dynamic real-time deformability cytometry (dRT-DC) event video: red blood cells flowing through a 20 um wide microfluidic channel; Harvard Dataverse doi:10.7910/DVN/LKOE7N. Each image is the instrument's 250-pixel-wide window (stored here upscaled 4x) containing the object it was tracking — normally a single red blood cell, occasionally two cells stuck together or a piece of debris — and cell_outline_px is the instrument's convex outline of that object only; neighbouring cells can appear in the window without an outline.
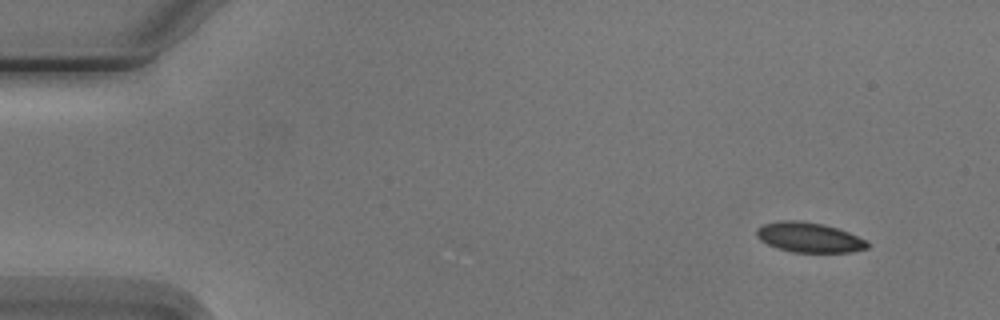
{"species": "Egyptian fruit bat (a non-hibernating species)", "species_latin": "Rousettus aegyptiacus", "temperature_condition": "cold", "stored_images_in_passage": 3, "camera_frame_rate_fps": 3000, "um_per_image_px": 0.085, "animal": {"sex": "male"}, "frame": {"image": 1, "passage_image": 1, "time_ms": 0.0, "image_size_px": [1000, 320], "cell_outline_px": [[868, 248], [852, 252], [792, 252], [776, 248], [760, 240], [756, 236], [756, 228], [764, 224], [780, 220], [800, 220], [820, 224], [836, 228], [848, 232], [868, 240]], "centroid_in_image_um": [68.76, 20.18], "position_along_channel_um": 16.2, "area_um2": 19.36}}
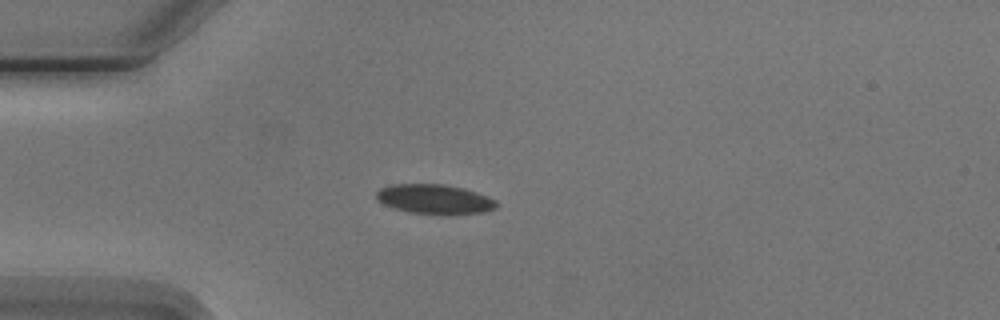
{"frame": {"image": 2, "passage_image": 3, "time_ms": 3.333, "image_size_px": [1000, 320], "cell_outline_px": [[496, 208], [484, 212], [452, 216], [440, 216], [408, 212], [384, 204], [376, 200], [376, 192], [380, 188], [392, 184], [444, 184], [464, 188], [488, 196], [496, 200]], "centroid_in_image_um": [36.96, 16.96], "position_along_channel_um": 48.0, "area_um2": 21.27}}